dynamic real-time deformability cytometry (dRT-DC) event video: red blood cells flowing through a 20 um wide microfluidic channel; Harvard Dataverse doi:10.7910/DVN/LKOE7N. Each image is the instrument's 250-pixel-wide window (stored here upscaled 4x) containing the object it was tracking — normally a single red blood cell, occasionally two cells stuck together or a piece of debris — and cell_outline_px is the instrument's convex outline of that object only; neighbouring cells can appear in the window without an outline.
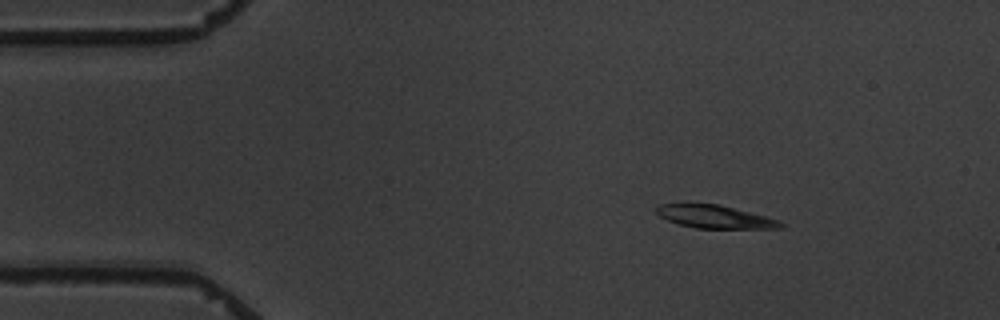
{"species": "common noctule bat (a hibernating species)", "species_latin": "Nyctalus noctula", "temperature_condition": "warm", "stored_images_in_passage": 4, "camera_frame_rate_fps": 3000, "um_per_image_px": 0.085, "animal": {"sex": "male", "body_mass_g": 19.5, "forearm_length_mm": 54.6}, "frame": {"image": 1, "passage_image": 2, "time_ms": 1.0, "image_size_px": [1000, 320], "cell_outline_px": [[784, 228], [696, 228], [680, 224], [668, 220], [660, 216], [652, 208], [656, 204], [716, 204], [780, 220], [784, 224]], "centroid_in_image_um": [60.72, 18.42], "position_along_channel_um": 24.3, "area_um2": 16.36}}
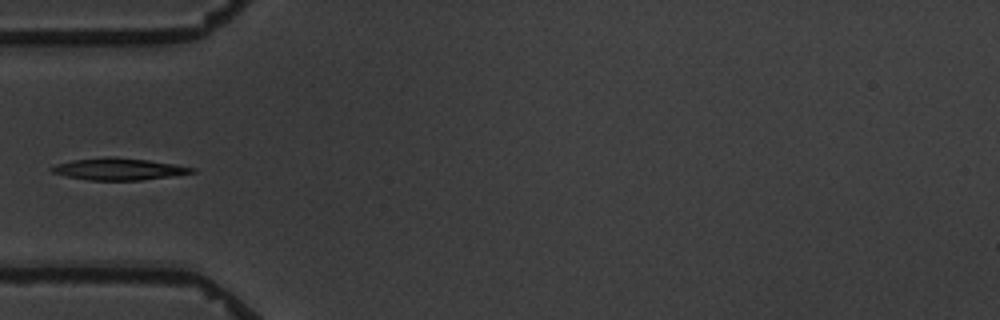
{"frame": {"image": 2, "passage_image": 4, "time_ms": 4.333, "image_size_px": [1000, 320], "cell_outline_px": [[196, 172], [176, 176], [140, 180], [88, 180], [68, 176], [52, 172], [48, 168], [56, 164], [72, 160], [108, 156], [112, 156], [148, 160], [176, 164], [196, 168]], "centroid_in_image_um": [10.13, 14.36], "position_along_channel_um": 74.9, "area_um2": 18.03}}